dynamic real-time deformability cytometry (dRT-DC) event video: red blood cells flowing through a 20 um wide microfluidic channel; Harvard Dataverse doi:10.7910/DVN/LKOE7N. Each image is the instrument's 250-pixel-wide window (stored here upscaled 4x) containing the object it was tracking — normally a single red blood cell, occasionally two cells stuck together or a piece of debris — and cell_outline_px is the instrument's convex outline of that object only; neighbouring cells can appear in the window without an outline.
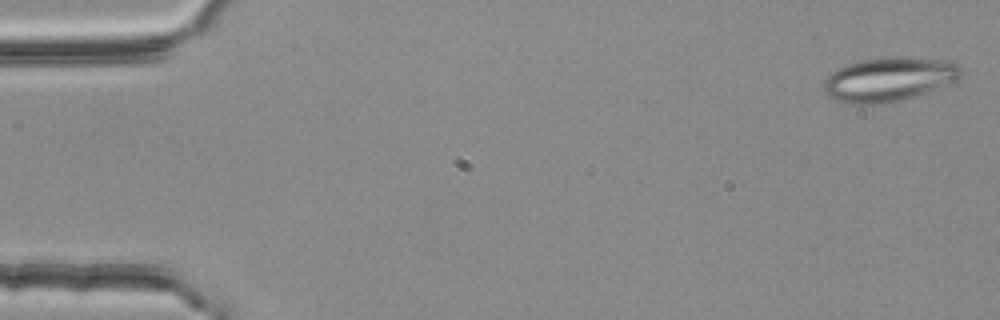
{"species": "common noctule bat (a hibernating species)", "species_latin": "Nyctalus noctula", "temperature_condition": "room temperature", "stored_images_in_passage": 55, "camera_frame_rate_fps": 3000, "um_per_image_px": 0.085, "animal": {"sex": "female", "body_mass_g": 25.1}, "frame": {"image": 1, "passage_image": 2, "time_ms": 0.333, "image_size_px": [1000, 320], "cell_outline_px": [[960, 76], [956, 80], [916, 96], [904, 100], [888, 104], [852, 104], [836, 100], [824, 96], [824, 80], [832, 72], [848, 64], [864, 60], [896, 56], [904, 56], [952, 60], [960, 64]], "centroid_in_image_um": [75.56, 6.75], "position_along_channel_um": 9.4, "area_um2": 35.55}}
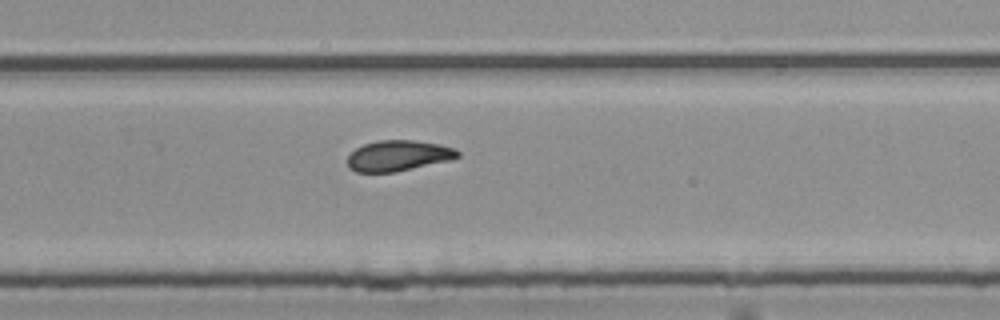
{"frame": {"image": 2, "passage_image": 36, "time_ms": 11.667, "image_size_px": [1000, 320], "cell_outline_px": [[460, 156], [452, 160], [396, 172], [356, 172], [348, 168], [348, 156], [356, 148], [364, 144], [376, 140], [416, 140], [440, 144], [456, 148], [460, 152]], "centroid_in_image_um": [33.89, 13.23], "position_along_channel_um": 295.9, "area_um2": 20.0}}
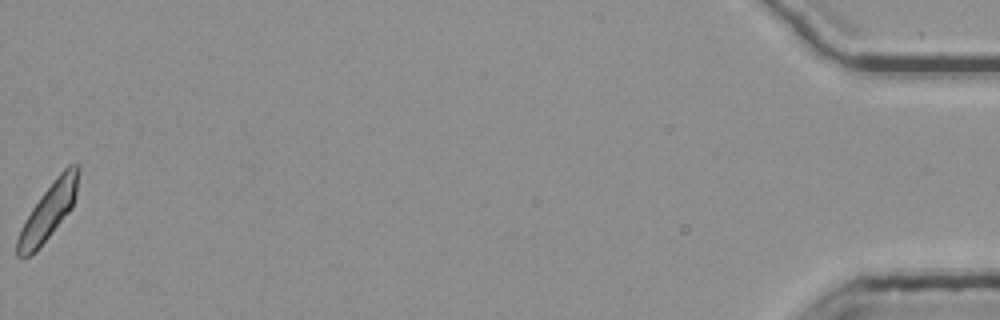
{"frame": {"image": 3, "passage_image": 55, "time_ms": 18.0, "image_size_px": [1000, 320], "cell_outline_px": [[80, 168], [76, 196], [72, 208], [36, 252], [28, 256], [16, 256], [16, 240], [20, 228], [24, 220], [40, 196], [56, 176], [68, 164], [80, 164]], "centroid_in_image_um": [4.12, 17.95], "position_along_channel_um": 431.1, "area_um2": 20.06}, "authors_computed_cell_mechanics": {"area_um2": 20.4612, "velocity_mm_per_s": 3.771, "shape_relaxation_time_tau1_ms": null, "shape_relaxation_time_tau2_ms": 3.3068, "deformation_change_tau1": null, "deformation_change_tau2": 0.0874}}